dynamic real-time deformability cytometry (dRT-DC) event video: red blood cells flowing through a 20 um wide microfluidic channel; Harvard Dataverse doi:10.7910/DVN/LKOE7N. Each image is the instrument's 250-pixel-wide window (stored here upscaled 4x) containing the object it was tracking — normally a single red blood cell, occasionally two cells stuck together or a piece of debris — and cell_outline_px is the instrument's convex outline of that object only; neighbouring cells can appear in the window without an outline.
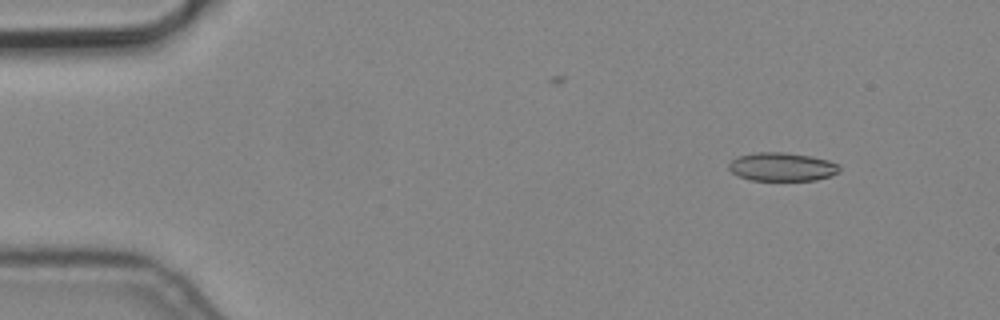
{"species": "common noctule bat (a hibernating species)", "species_latin": "Nyctalus noctula", "temperature_condition": "cold", "stored_images_in_passage": 5, "segment_of_instrument_passage": [1, 2], "camera_frame_rate_fps": 3000, "um_per_image_px": 0.085, "animal": {"sex": "male", "body_mass_g": 19.2, "forearm_length_mm": 51.8}, "frame": {"image": 1, "passage_image": 1, "time_ms": 0.0, "image_size_px": [1000, 320], "cell_outline_px": [[840, 172], [832, 176], [816, 180], [748, 180], [732, 172], [728, 168], [728, 164], [736, 156], [756, 152], [784, 152], [812, 156], [828, 160], [840, 164]], "centroid_in_image_um": [66.5, 14.17], "position_along_channel_um": 18.5, "area_um2": 18.61}}